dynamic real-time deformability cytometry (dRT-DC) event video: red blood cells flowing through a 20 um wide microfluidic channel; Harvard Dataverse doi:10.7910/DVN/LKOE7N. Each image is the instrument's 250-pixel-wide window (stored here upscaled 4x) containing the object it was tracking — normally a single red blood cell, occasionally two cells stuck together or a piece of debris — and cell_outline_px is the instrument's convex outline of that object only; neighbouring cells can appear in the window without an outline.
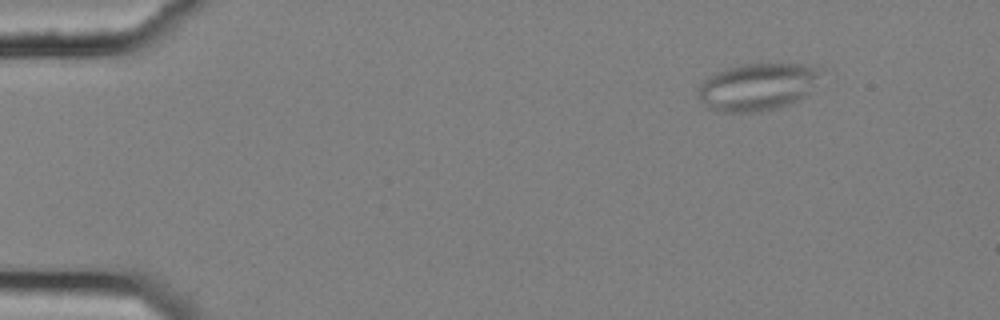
{"species": "common noctule bat (a hibernating species)", "species_latin": "Nyctalus noctula", "temperature_condition": "cold", "stored_images_in_passage": 9, "camera_frame_rate_fps": 3000, "um_per_image_px": 0.085, "animal": {"sex": "female", "body_mass_g": 25.1}, "frame": {"image": 1, "passage_image": 1, "time_ms": 0.0, "image_size_px": [1000, 320], "cell_outline_px": [[820, 76], [812, 92], [796, 100], [772, 108], [752, 112], [724, 112], [708, 108], [700, 100], [696, 92], [696, 88], [708, 76], [716, 72], [740, 64], [804, 64], [820, 68]], "centroid_in_image_um": [64.35, 7.36], "position_along_channel_um": 20.7, "area_um2": 33.64}}